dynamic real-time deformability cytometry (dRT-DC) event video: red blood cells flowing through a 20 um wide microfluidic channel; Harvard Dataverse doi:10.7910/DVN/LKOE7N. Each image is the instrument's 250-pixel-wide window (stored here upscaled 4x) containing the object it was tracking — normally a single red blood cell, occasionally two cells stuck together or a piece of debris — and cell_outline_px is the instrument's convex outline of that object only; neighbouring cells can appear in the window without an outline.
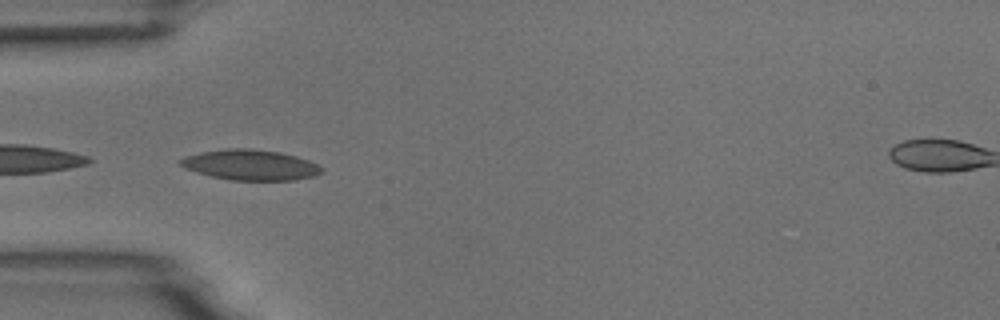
{"species": "common noctule bat (a hibernating species)", "species_latin": "Nyctalus noctula", "temperature_condition": "room temperature", "stored_images_in_passage": 5, "camera_frame_rate_fps": 3000, "um_per_image_px": 0.085, "animal": {"sex": "male", "body_mass_g": 18.8}, "frame": {"image": 1, "passage_image": 4, "time_ms": 4.333, "image_size_px": [1000, 320], "cell_outline_px": [[324, 172], [316, 176], [296, 180], [228, 180], [196, 172], [184, 168], [176, 160], [184, 156], [200, 152], [224, 148], [252, 148], [280, 152], [296, 156], [320, 164], [324, 168]], "centroid_in_image_um": [21.3, 14.01], "position_along_channel_um": 63.7, "area_um2": 25.55}}